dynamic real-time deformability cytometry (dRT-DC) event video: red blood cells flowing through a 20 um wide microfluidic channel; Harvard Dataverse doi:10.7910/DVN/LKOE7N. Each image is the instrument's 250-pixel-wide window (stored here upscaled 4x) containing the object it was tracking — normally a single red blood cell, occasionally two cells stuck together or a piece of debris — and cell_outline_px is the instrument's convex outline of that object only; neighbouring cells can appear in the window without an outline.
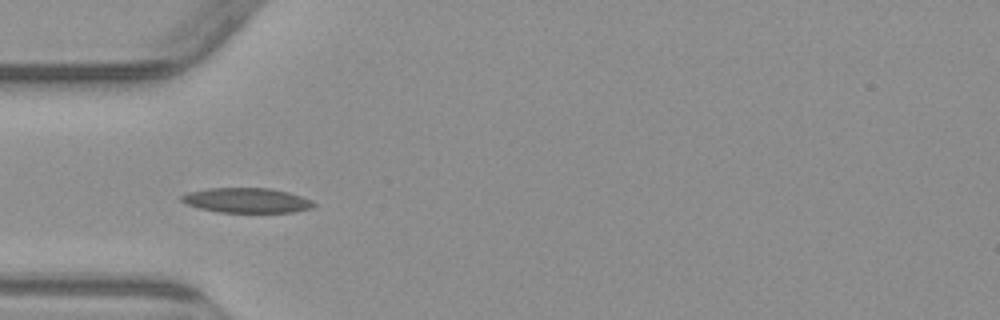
{"species": "common noctule bat (a hibernating species)", "species_latin": "Nyctalus noctula", "temperature_condition": "warm", "stored_images_in_passage": 4, "camera_frame_rate_fps": 3000, "um_per_image_px": 0.085, "animal": {"sex": "male", "body_mass_g": 23.1, "forearm_length_mm": 52.7}, "frame": {"image": 1, "passage_image": 3, "time_ms": 3.333, "image_size_px": [1000, 320], "cell_outline_px": [[316, 204], [312, 208], [292, 212], [220, 212], [200, 208], [188, 204], [180, 200], [180, 196], [188, 192], [208, 188], [268, 188], [288, 192], [312, 200]], "centroid_in_image_um": [20.97, 17.02], "position_along_channel_um": 64.0, "area_um2": 19.02}}
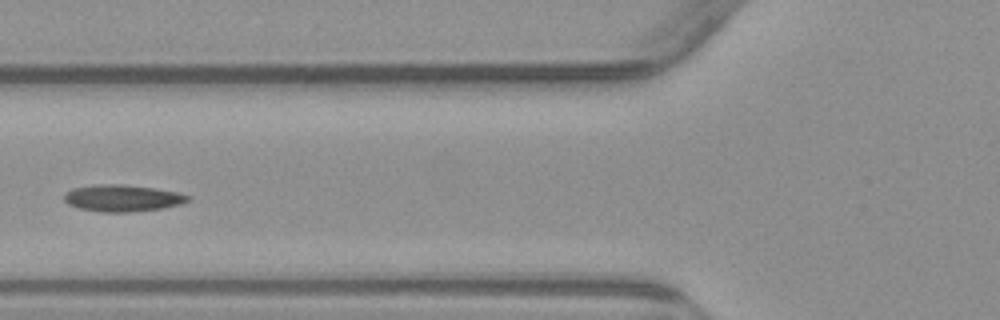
{"frame": {"image": 2, "passage_image": 4, "time_ms": 4.667, "image_size_px": [1000, 320], "cell_outline_px": [[192, 196], [188, 200], [180, 204], [160, 208], [128, 212], [100, 212], [80, 208], [68, 204], [64, 200], [64, 192], [72, 188], [96, 184], [124, 184], [156, 188], [176, 192]], "centroid_in_image_um": [10.37, 16.82], "position_along_channel_um": 115.4, "area_um2": 19.31}}